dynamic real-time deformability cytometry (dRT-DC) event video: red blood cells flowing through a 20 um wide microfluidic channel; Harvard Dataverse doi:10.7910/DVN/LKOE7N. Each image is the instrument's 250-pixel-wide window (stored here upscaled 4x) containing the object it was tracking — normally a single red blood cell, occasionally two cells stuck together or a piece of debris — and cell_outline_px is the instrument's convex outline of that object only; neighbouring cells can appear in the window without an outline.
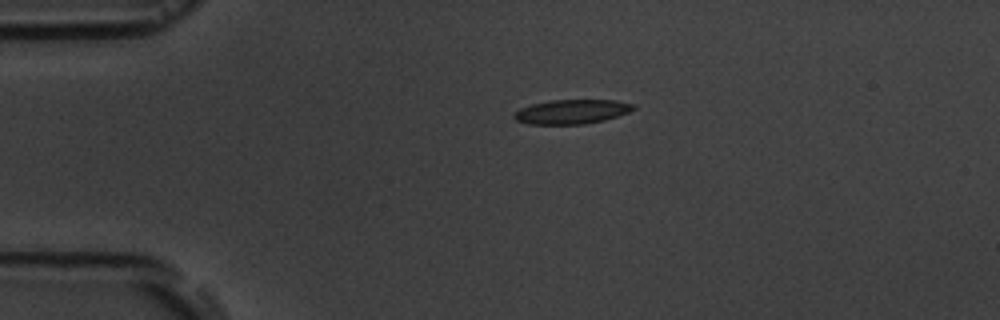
{"species": "common noctule bat (a hibernating species)", "species_latin": "Nyctalus noctula", "temperature_condition": "room temperature", "stored_images_in_passage": 4, "camera_frame_rate_fps": 3000, "um_per_image_px": 0.085, "animal": {"sex": "male", "body_mass_g": 19.5, "forearm_length_mm": 54.6}, "frame": {"image": 1, "passage_image": 4, "time_ms": 3.667, "image_size_px": [1000, 320], "cell_outline_px": [[636, 108], [628, 112], [604, 120], [584, 124], [528, 124], [516, 120], [512, 116], [520, 108], [532, 104], [552, 100], [616, 100], [636, 104]], "centroid_in_image_um": [48.61, 9.49], "position_along_channel_um": 36.4, "area_um2": 16.88}}